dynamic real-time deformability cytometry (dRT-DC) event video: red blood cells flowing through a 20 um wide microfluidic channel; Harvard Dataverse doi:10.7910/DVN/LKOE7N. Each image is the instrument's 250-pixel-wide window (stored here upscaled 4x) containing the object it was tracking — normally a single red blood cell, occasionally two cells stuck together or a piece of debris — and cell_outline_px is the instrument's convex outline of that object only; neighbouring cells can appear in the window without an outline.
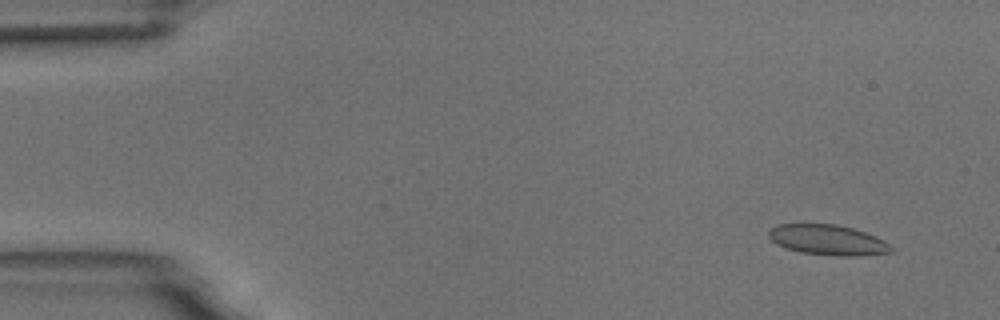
{"species": "common noctule bat (a hibernating species)", "species_latin": "Nyctalus noctula", "temperature_condition": "room temperature", "stored_images_in_passage": 6, "camera_frame_rate_fps": 3000, "um_per_image_px": 0.085, "animal": {"sex": "male", "body_mass_g": 18.8}, "frame": {"image": 1, "passage_image": 1, "time_ms": 0.0, "image_size_px": [1000, 320], "cell_outline_px": [[892, 252], [860, 256], [836, 256], [800, 252], [776, 244], [768, 236], [768, 232], [776, 224], [836, 224], [852, 228], [876, 236], [884, 240], [892, 248]], "centroid_in_image_um": [70.36, 20.4], "position_along_channel_um": 14.6, "area_um2": 21.56}}
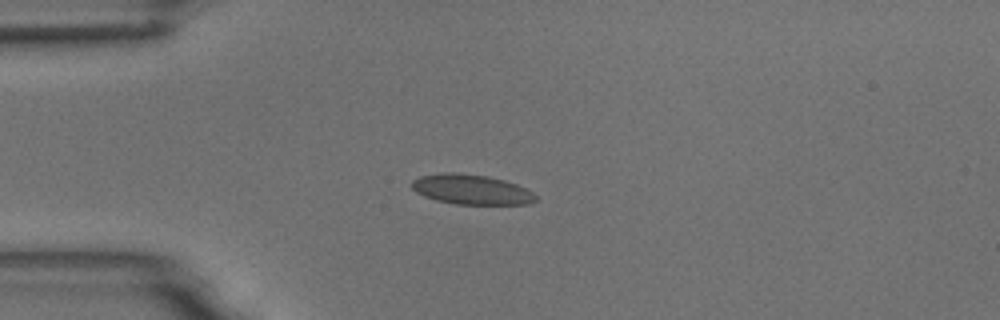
{"frame": {"image": 2, "passage_image": 4, "time_ms": 3.333, "image_size_px": [1000, 320], "cell_outline_px": [[536, 200], [528, 204], [456, 204], [436, 200], [424, 196], [416, 192], [408, 184], [412, 180], [420, 176], [440, 172], [456, 172], [488, 176], [504, 180], [516, 184], [532, 192], [536, 196]], "centroid_in_image_um": [40.0, 16.09], "position_along_channel_um": 45.0, "area_um2": 21.73}}